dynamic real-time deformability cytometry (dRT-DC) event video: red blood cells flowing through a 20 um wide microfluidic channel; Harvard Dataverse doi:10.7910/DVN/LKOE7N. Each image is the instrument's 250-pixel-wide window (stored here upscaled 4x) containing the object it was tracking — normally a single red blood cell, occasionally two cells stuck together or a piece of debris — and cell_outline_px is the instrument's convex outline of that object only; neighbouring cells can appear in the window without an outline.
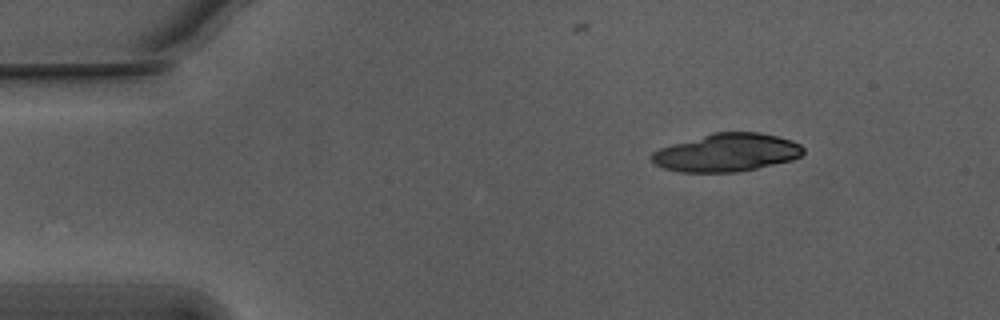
{"species": "Egyptian fruit bat (a non-hibernating species)", "species_latin": "Rousettus aegyptiacus", "temperature_condition": "warm", "stored_images_in_passage": 35, "camera_frame_rate_fps": 3000, "um_per_image_px": 0.085, "animal": {"sex": "male"}, "frame": {"image": 1, "passage_image": 1, "time_ms": 0.0, "image_size_px": [1000, 320], "cell_outline_px": [[804, 152], [800, 156], [792, 160], [756, 168], [736, 172], [680, 172], [664, 168], [656, 164], [648, 156], [652, 152], [660, 148], [672, 144], [712, 132], [760, 132], [792, 140], [800, 144], [804, 148]], "centroid_in_image_um": [61.76, 12.96], "position_along_channel_um": 23.2, "area_um2": 33.58}, "authors_computed_cell_mechanics": {"area_um2": 20.519, "velocity_mm_per_s": 3.7592, "shape_relaxation_time_tau1_ms": 1.2318, "shape_relaxation_time_tau2_ms": 1.5329, "deformation_change_tau1": 0.2674, "deformation_change_tau2": 0.1077}}